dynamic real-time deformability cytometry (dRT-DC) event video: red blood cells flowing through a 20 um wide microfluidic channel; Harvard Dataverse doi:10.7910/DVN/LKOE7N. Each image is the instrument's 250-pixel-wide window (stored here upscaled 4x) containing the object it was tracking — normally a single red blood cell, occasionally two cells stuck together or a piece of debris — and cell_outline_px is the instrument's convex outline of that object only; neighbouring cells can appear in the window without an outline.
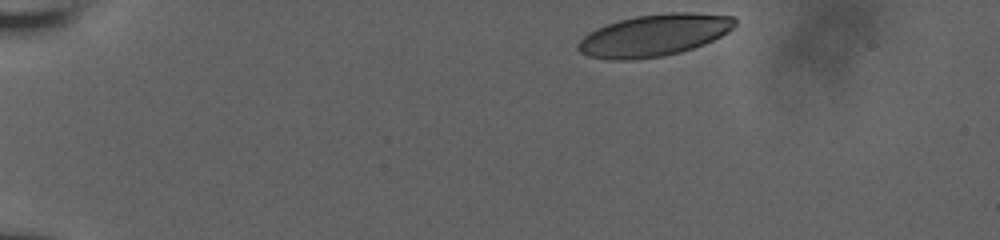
{"species": "human", "species_latin": "Homo sapiens", "temperature_condition": "room temperature", "stored_images_in_passage": 11, "camera_frame_rate_fps": 3000, "um_per_image_px": 0.085, "donor": {"sex": "male"}, "frame": {"image": 1, "passage_image": 1, "time_ms": 0.0, "image_size_px": [1000, 240], "cell_outline_px": [[736, 24], [728, 32], [704, 44], [680, 52], [664, 56], [628, 60], [608, 60], [588, 56], [580, 52], [576, 48], [576, 44], [588, 32], [604, 24], [636, 16], [668, 12], [692, 12], [732, 16], [736, 20]], "centroid_in_image_um": [55.56, 3.0], "position_along_channel_um": 29.4, "area_um2": 38.44}}
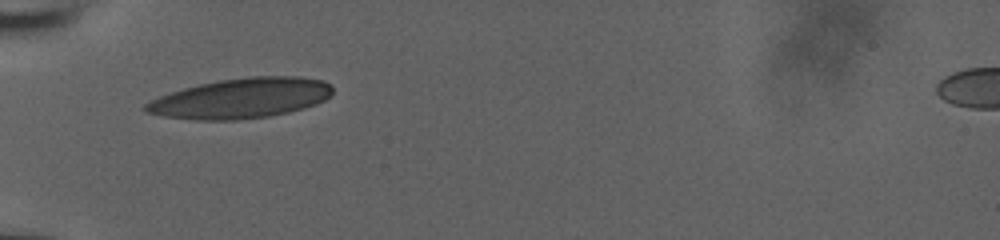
{"frame": {"image": 2, "passage_image": 7, "time_ms": 2.0, "image_size_px": [1000, 240], "cell_outline_px": [[332, 92], [324, 100], [316, 104], [304, 108], [288, 112], [268, 116], [236, 120], [196, 120], [164, 116], [144, 112], [144, 104], [160, 96], [184, 88], [200, 84], [220, 80], [248, 76], [300, 76], [324, 80], [332, 84]], "centroid_in_image_um": [20.51, 8.34], "position_along_channel_um": 64.5, "area_um2": 43.64}}
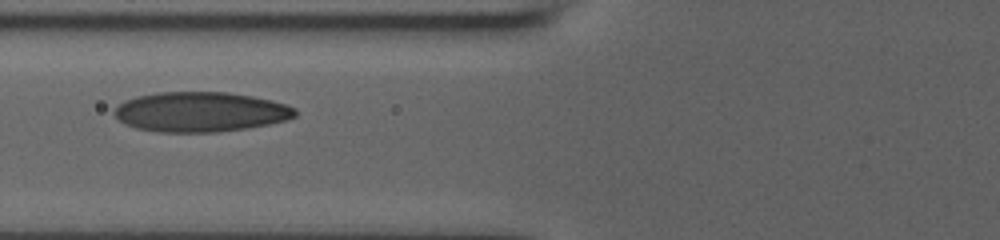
{"frame": {"image": 3, "passage_image": 10, "time_ms": 3.0, "image_size_px": [1000, 240], "cell_outline_px": [[296, 116], [284, 120], [268, 124], [244, 128], [216, 132], [160, 132], [136, 128], [120, 120], [112, 112], [124, 100], [136, 96], [156, 92], [228, 92], [252, 96], [272, 100], [296, 108]], "centroid_in_image_um": [17.03, 9.5], "position_along_channel_um": 108.8, "area_um2": 41.85}}